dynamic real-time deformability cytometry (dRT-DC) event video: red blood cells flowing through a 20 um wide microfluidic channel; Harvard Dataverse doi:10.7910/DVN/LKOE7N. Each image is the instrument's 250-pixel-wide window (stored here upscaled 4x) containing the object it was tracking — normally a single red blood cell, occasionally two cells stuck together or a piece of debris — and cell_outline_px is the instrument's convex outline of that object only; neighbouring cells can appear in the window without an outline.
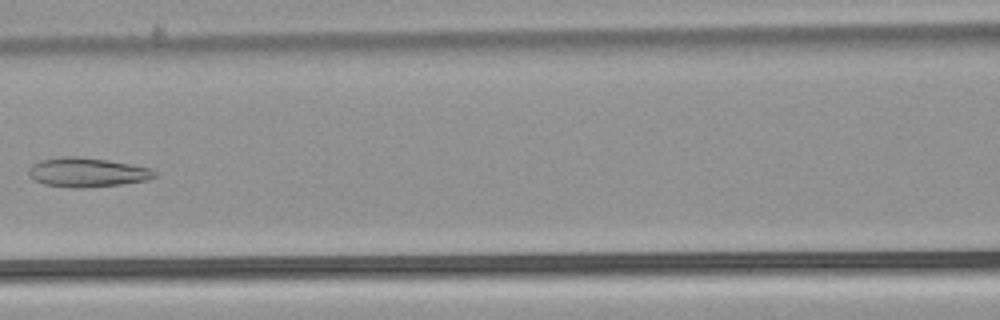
{"species": "common noctule bat (a hibernating species)", "species_latin": "Nyctalus noctula", "temperature_condition": "warm", "stored_images_in_passage": 7, "camera_frame_rate_fps": 3000, "um_per_image_px": 0.085, "animal": {"sex": "male", "body_mass_g": 21.5, "forearm_length_mm": 52.0}, "frame": {"image": 1, "passage_image": 6, "time_ms": 1.667, "image_size_px": [1000, 320], "cell_outline_px": [[156, 176], [148, 180], [120, 184], [84, 188], [72, 188], [44, 184], [32, 180], [28, 176], [28, 168], [32, 164], [40, 160], [64, 156], [76, 156], [108, 160], [132, 164], [148, 168], [156, 172]], "centroid_in_image_um": [7.35, 14.65], "position_along_channel_um": 159.2, "area_um2": 21.62}}
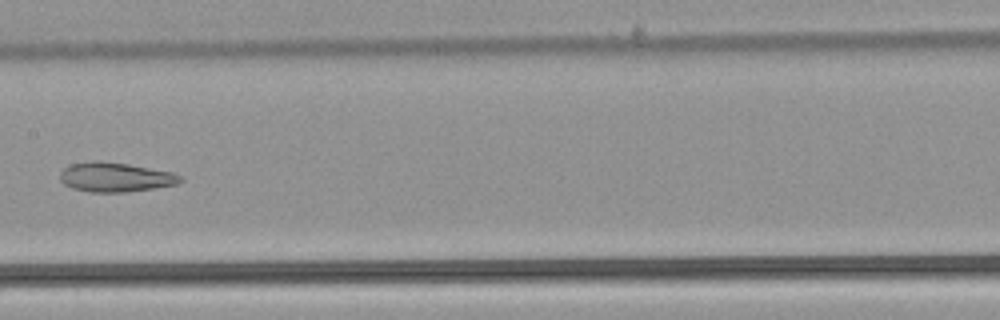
{"frame": {"image": 2, "passage_image": 7, "time_ms": 2.0, "image_size_px": [1000, 320], "cell_outline_px": [[184, 180], [176, 184], [128, 192], [88, 192], [72, 188], [64, 184], [60, 180], [60, 172], [64, 168], [72, 164], [92, 160], [100, 160], [128, 164], [172, 172], [184, 176]], "centroid_in_image_um": [9.8, 15.05], "position_along_channel_um": 197.6, "area_um2": 20.75}}